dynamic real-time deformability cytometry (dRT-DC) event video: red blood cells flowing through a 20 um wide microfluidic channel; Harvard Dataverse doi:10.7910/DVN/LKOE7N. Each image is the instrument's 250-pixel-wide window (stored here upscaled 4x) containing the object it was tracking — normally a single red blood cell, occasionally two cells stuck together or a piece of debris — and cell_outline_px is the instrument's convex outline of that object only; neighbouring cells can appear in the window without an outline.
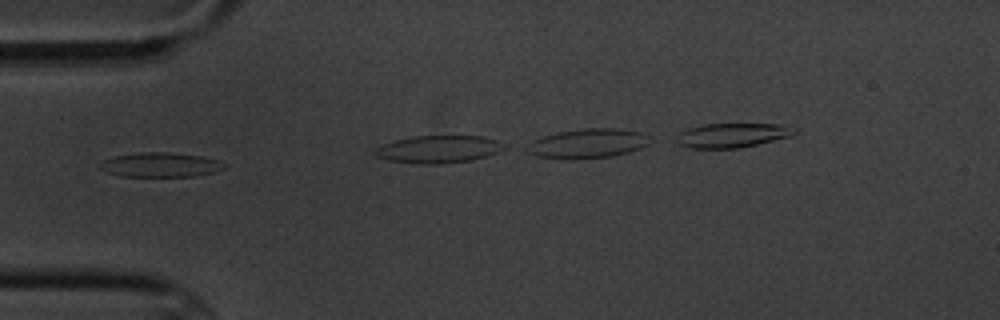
{"species": "common noctule bat (a hibernating species)", "species_latin": "Nyctalus noctula", "temperature_condition": "cold", "stored_images_in_passage": 12, "camera_frame_rate_fps": 3000, "um_per_image_px": 0.085, "animal": {"sex": "male", "body_mass_g": 20.1, "forearm_length_mm": 53.5}, "frame": {"image": 1, "passage_image": 3, "time_ms": 3.333, "image_size_px": [1000, 320], "cell_outline_px": [[228, 164], [224, 168], [216, 172], [192, 176], [120, 176], [108, 172], [100, 168], [100, 164], [104, 160], [112, 156], [140, 152], [168, 152], [204, 156]], "centroid_in_image_um": [13.66, 14.0], "position_along_channel_um": 71.3, "area_um2": 17.74}}